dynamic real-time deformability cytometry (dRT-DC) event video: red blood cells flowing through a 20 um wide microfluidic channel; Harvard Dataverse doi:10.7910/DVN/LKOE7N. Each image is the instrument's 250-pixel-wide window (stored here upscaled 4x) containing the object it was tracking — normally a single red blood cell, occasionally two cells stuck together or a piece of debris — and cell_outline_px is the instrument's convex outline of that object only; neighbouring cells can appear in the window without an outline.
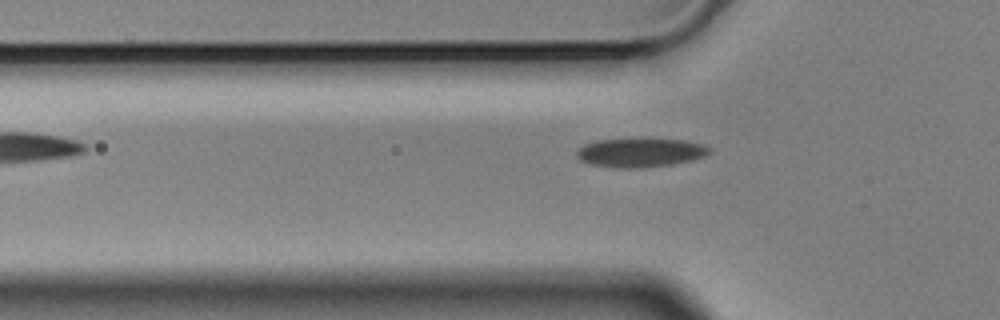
{"species": "Egyptian fruit bat (a non-hibernating species)", "species_latin": "Rousettus aegyptiacus", "temperature_condition": "cold", "stored_images_in_passage": 4, "camera_frame_rate_fps": 3000, "um_per_image_px": 0.085, "animal": {"sex": "male"}, "frame": {"image": 1, "passage_image": 2, "time_ms": 0.333, "image_size_px": [1000, 320], "cell_outline_px": [[712, 152], [704, 156], [692, 160], [672, 164], [644, 168], [616, 168], [592, 164], [580, 160], [576, 156], [576, 152], [584, 144], [596, 140], [684, 140], [704, 144], [712, 148]], "centroid_in_image_um": [54.46, 12.99], "position_along_channel_um": 71.3, "area_um2": 22.14}}
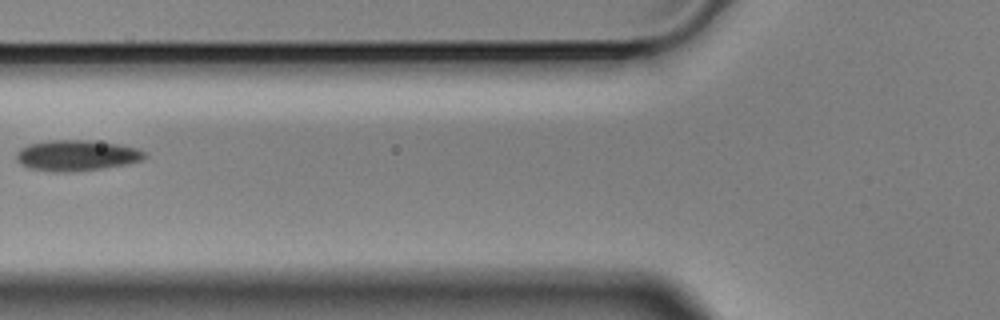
{"frame": {"image": 2, "passage_image": 3, "time_ms": 0.667, "image_size_px": [1000, 320], "cell_outline_px": [[148, 156], [144, 160], [128, 164], [104, 168], [68, 172], [52, 172], [32, 168], [20, 164], [16, 160], [16, 152], [20, 148], [28, 144], [48, 140], [88, 140], [120, 144], [136, 148], [144, 152]], "centroid_in_image_um": [6.52, 13.21], "position_along_channel_um": 119.3, "area_um2": 23.24}}
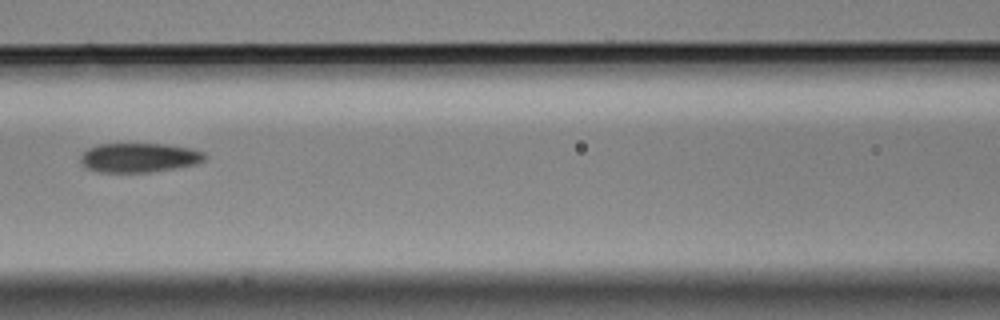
{"frame": {"image": 3, "passage_image": 4, "time_ms": 1.0, "image_size_px": [1000, 320], "cell_outline_px": [[208, 156], [204, 160], [196, 164], [176, 168], [152, 172], [100, 172], [84, 168], [80, 164], [80, 156], [88, 148], [96, 144], [164, 144], [188, 148], [204, 152]], "centroid_in_image_um": [11.79, 13.41], "position_along_channel_um": 154.8, "area_um2": 21.39}}